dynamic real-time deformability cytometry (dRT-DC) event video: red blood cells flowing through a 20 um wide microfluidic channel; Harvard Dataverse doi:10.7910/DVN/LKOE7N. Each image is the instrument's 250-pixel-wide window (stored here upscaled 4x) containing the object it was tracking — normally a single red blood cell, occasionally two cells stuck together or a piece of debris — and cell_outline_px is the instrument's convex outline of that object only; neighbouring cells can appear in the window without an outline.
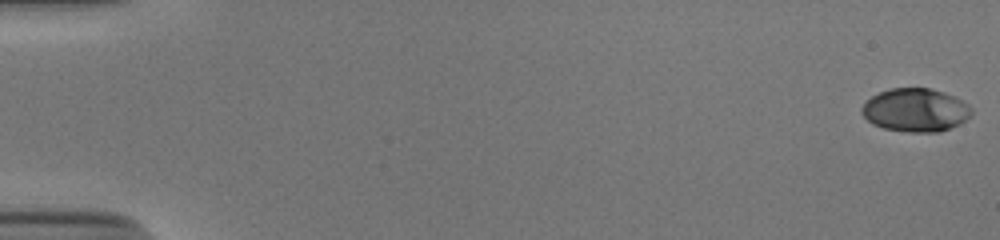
{"species": "human", "species_latin": "Homo sapiens", "temperature_condition": "cold", "stored_images_in_passage": 10, "camera_frame_rate_fps": 3000, "um_per_image_px": 0.085, "donor": {"sex": "male"}, "frame": {"image": 1, "passage_image": 1, "time_ms": 0.0, "image_size_px": [1000, 240], "cell_outline_px": [[972, 112], [960, 124], [940, 132], [908, 132], [884, 128], [872, 124], [860, 112], [860, 108], [872, 96], [888, 88], [932, 88], [944, 92], [968, 104], [972, 108]], "centroid_in_image_um": [77.8, 9.36], "position_along_channel_um": 7.2, "area_um2": 27.63}}